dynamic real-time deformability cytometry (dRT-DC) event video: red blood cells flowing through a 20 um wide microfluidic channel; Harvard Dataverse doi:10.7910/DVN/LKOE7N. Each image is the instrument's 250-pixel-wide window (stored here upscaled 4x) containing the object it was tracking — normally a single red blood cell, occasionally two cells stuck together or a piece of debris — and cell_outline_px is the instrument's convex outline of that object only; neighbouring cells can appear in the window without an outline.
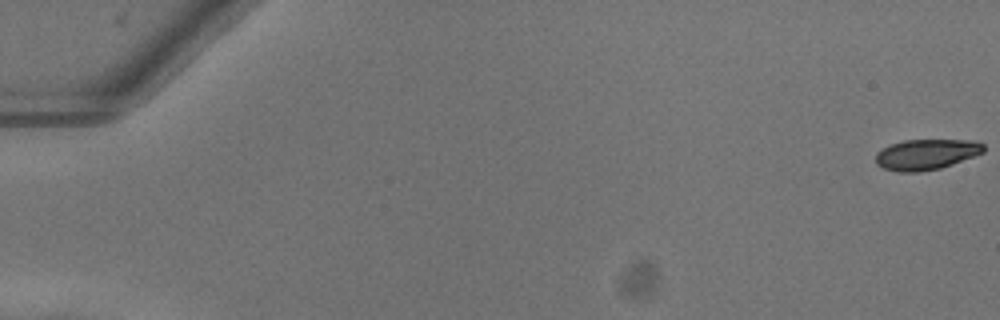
{"species": "common noctule bat (a hibernating species)", "species_latin": "Nyctalus noctula", "temperature_condition": "warm", "stored_images_in_passage": 53, "camera_frame_rate_fps": 3000, "um_per_image_px": 0.085, "animal": {"sex": "female"}, "frame": {"image": 1, "passage_image": 1, "time_ms": 0.0, "image_size_px": [1000, 320], "cell_outline_px": [[984, 152], [952, 164], [940, 168], [920, 172], [900, 172], [884, 168], [876, 164], [876, 152], [892, 144], [904, 140], [976, 140], [984, 144]], "centroid_in_image_um": [78.74, 13.12], "position_along_channel_um": 6.3, "area_um2": 19.13}}
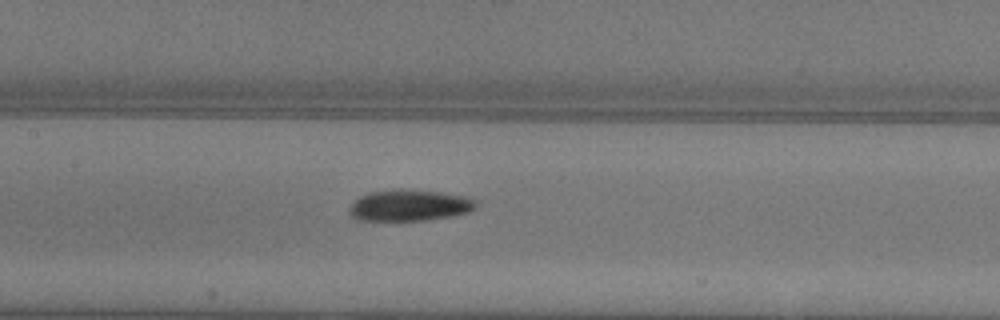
{"frame": {"image": 2, "passage_image": 27, "time_ms": 8.667, "image_size_px": [1000, 320], "cell_outline_px": [[476, 208], [468, 212], [452, 216], [428, 220], [356, 220], [348, 212], [348, 208], [360, 196], [368, 192], [392, 188], [400, 188], [440, 192], [472, 196], [476, 200]], "centroid_in_image_um": [34.82, 17.43], "position_along_channel_um": 172.6, "area_um2": 23.58}}
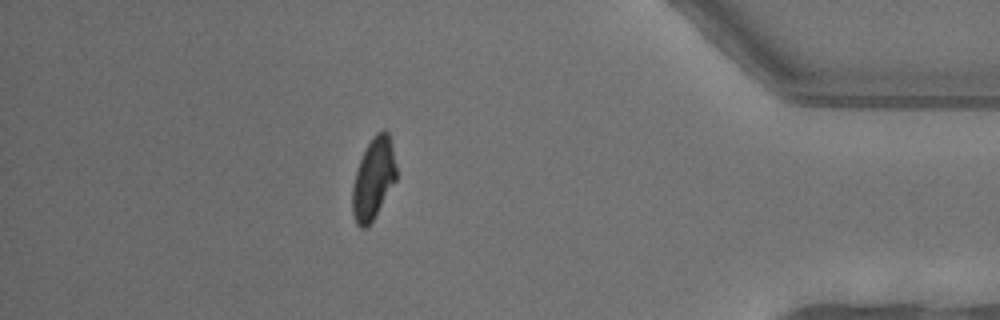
{"frame": {"image": 3, "passage_image": 47, "time_ms": 15.333, "image_size_px": [1000, 320], "cell_outline_px": [[396, 180], [372, 220], [364, 228], [360, 228], [356, 224], [352, 212], [352, 188], [356, 172], [360, 160], [372, 136], [376, 132], [384, 128], [388, 132], [392, 144], [396, 164]], "centroid_in_image_um": [31.74, 15.15], "position_along_channel_um": 403.5, "area_um2": 20.63}, "authors_computed_cell_mechanics": {"area_um2": 21.675, "velocity_mm_per_s": 4.0489, "shape_relaxation_time_tau1_ms": 4.7119, "shape_relaxation_time_tau2_ms": 7.1288, "deformation_change_tau1": 0.1545, "deformation_change_tau2": 0.105}}